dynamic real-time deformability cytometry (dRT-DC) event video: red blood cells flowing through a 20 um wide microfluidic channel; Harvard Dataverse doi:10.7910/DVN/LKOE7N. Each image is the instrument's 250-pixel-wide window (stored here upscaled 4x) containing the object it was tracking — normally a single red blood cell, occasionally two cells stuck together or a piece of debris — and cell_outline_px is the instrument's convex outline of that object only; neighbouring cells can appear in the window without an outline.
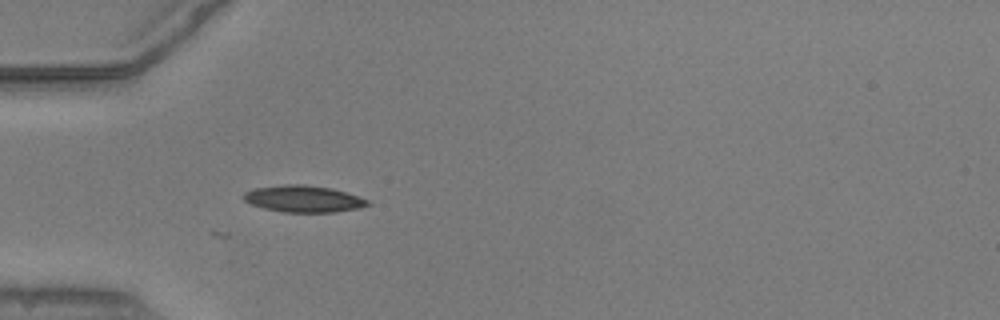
{"species": "common noctule bat (a hibernating species)", "species_latin": "Nyctalus noctula", "temperature_condition": "warm", "stored_images_in_passage": 33, "camera_frame_rate_fps": 3000, "um_per_image_px": 0.085, "animal": {"sex": "male", "body_mass_g": 20.5, "forearm_length_mm": 52.5}, "frame": {"image": 1, "passage_image": 3, "time_ms": 0.667, "image_size_px": [1000, 320], "cell_outline_px": [[368, 204], [360, 208], [336, 212], [284, 212], [264, 208], [252, 204], [244, 200], [244, 192], [256, 188], [288, 184], [304, 184], [332, 188], [368, 200]], "centroid_in_image_um": [25.79, 16.9], "position_along_channel_um": 59.2, "area_um2": 19.02}}
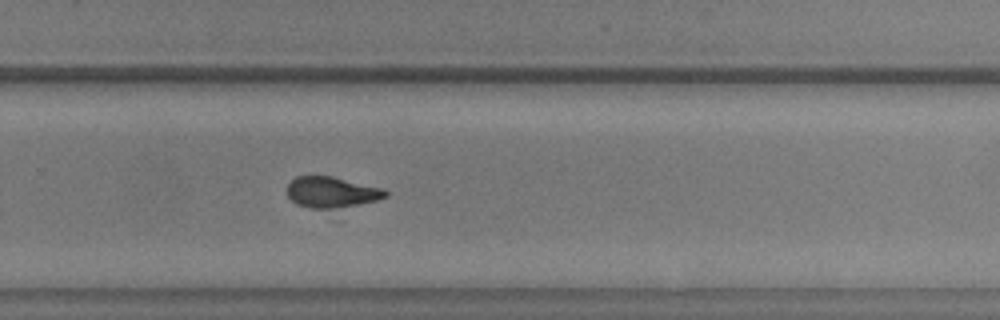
{"frame": {"image": 2, "passage_image": 22, "time_ms": 7.0, "image_size_px": [1000, 320], "cell_outline_px": [[388, 196], [376, 200], [336, 208], [308, 208], [296, 204], [288, 196], [288, 184], [296, 176], [332, 176], [384, 188], [388, 192]], "centroid_in_image_um": [28.19, 16.32], "position_along_channel_um": 301.6, "area_um2": 17.57}}
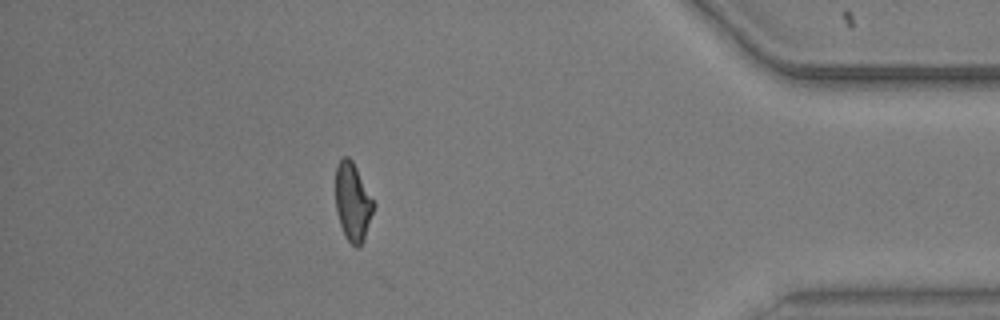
{"frame": {"image": 3, "passage_image": 33, "time_ms": 10.667, "image_size_px": [1000, 320], "cell_outline_px": [[372, 212], [364, 240], [356, 248], [344, 236], [340, 224], [336, 208], [336, 168], [340, 160], [344, 156], [348, 156], [352, 160], [372, 200]], "centroid_in_image_um": [29.94, 17.18], "position_along_channel_um": 405.3, "area_um2": 16.65}}